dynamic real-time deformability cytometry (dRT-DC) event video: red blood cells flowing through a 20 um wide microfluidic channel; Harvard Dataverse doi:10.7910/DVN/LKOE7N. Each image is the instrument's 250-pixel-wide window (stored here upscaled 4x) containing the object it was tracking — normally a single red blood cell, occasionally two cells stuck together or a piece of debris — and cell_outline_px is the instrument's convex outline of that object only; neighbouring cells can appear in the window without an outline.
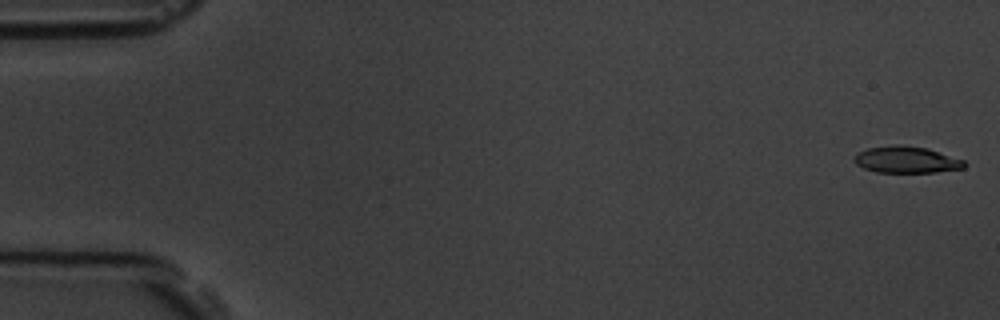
{"species": "common noctule bat (a hibernating species)", "species_latin": "Nyctalus noctula", "temperature_condition": "room temperature", "stored_images_in_passage": 8, "camera_frame_rate_fps": 3000, "um_per_image_px": 0.085, "animal": {"sex": "male", "body_mass_g": 19.5, "forearm_length_mm": 54.6}, "frame": {"image": 1, "passage_image": 1, "time_ms": 0.0, "image_size_px": [1000, 320], "cell_outline_px": [[968, 164], [964, 168], [936, 172], [876, 172], [864, 168], [856, 164], [852, 160], [860, 152], [868, 148], [892, 144], [896, 144], [928, 148], [964, 160]], "centroid_in_image_um": [77.07, 13.57], "position_along_channel_um": 7.9, "area_um2": 17.11}}
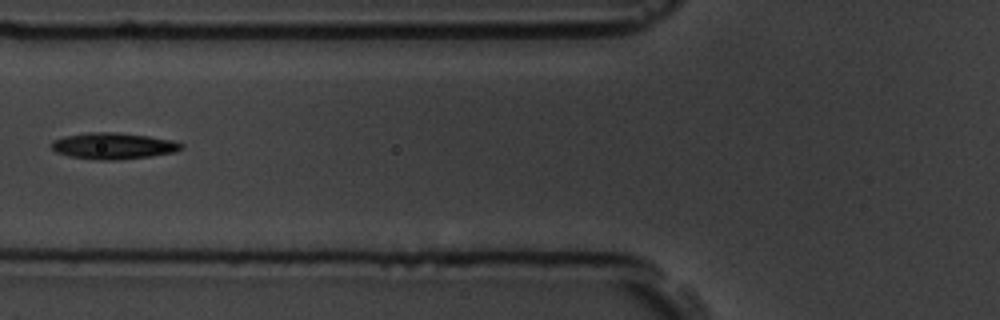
{"frame": {"image": 2, "passage_image": 7, "time_ms": 6.667, "image_size_px": [1000, 320], "cell_outline_px": [[184, 144], [176, 152], [152, 156], [116, 160], [100, 160], [72, 156], [56, 152], [48, 144], [52, 140], [64, 136], [88, 132], [116, 132], [148, 136], [172, 140]], "centroid_in_image_um": [9.61, 12.39], "position_along_channel_um": 116.2, "area_um2": 19.94}}
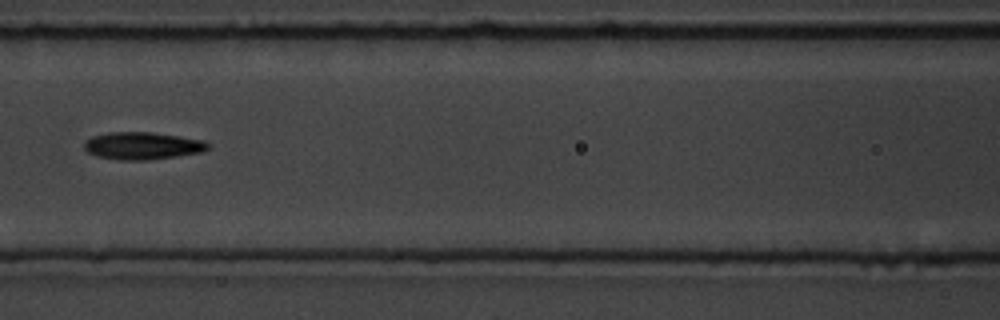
{"frame": {"image": 3, "passage_image": 8, "time_ms": 7.667, "image_size_px": [1000, 320], "cell_outline_px": [[208, 148], [200, 152], [176, 156], [148, 160], [120, 160], [96, 156], [88, 152], [84, 148], [84, 144], [92, 136], [108, 132], [152, 132], [180, 136], [204, 140], [208, 144]], "centroid_in_image_um": [12.09, 12.38], "position_along_channel_um": 154.5, "area_um2": 19.65}}